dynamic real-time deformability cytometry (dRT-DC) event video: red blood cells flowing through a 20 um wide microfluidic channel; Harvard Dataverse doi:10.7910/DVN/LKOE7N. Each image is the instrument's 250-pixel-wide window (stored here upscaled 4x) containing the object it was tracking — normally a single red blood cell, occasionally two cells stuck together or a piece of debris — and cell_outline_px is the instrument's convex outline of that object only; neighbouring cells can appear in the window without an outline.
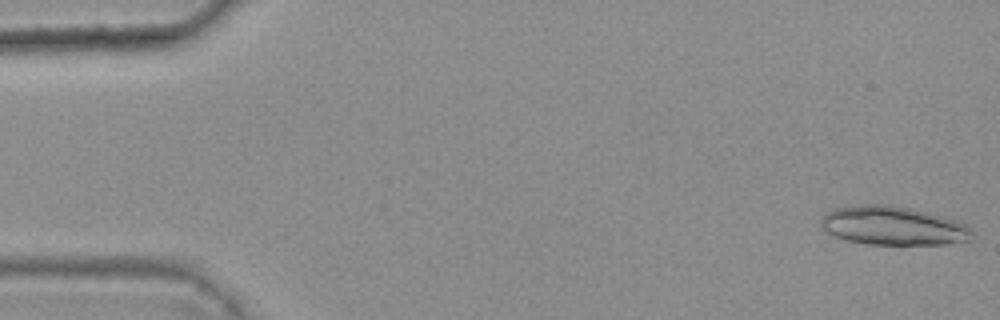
{"species": "common noctule bat (a hibernating species)", "species_latin": "Nyctalus noctula", "temperature_condition": "warm", "stored_images_in_passage": 8, "camera_frame_rate_fps": 3000, "um_per_image_px": 0.085, "animal": {"sex": "female", "body_mass_g": 25.1}, "frame": {"image": 1, "passage_image": 1, "time_ms": 0.0, "image_size_px": [1000, 320], "cell_outline_px": [[972, 240], [948, 244], [868, 244], [844, 240], [832, 236], [820, 228], [820, 220], [828, 212], [836, 208], [864, 204], [888, 204], [928, 212], [960, 220], [968, 224], [972, 228]], "centroid_in_image_um": [75.94, 19.19], "position_along_channel_um": 9.1, "area_um2": 34.62}}
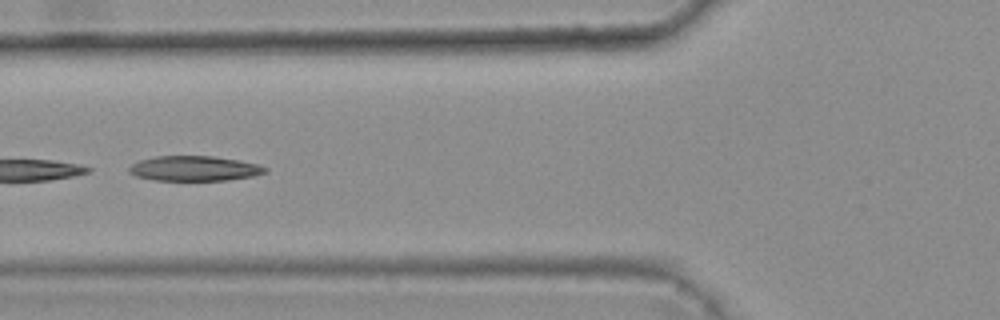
{"frame": {"image": 2, "passage_image": 6, "time_ms": 1.667, "image_size_px": [1000, 320], "cell_outline_px": [[268, 172], [252, 176], [228, 180], [152, 180], [136, 176], [128, 172], [128, 168], [132, 164], [140, 160], [156, 156], [212, 156], [236, 160], [256, 164], [268, 168]], "centroid_in_image_um": [16.49, 14.32], "position_along_channel_um": 109.3, "area_um2": 19.71}}
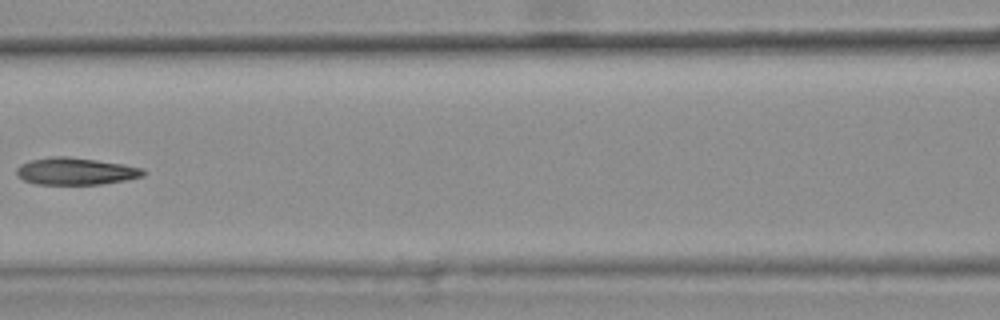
{"frame": {"image": 3, "passage_image": 7, "time_ms": 2.0, "image_size_px": [1000, 320], "cell_outline_px": [[144, 176], [124, 180], [100, 184], [36, 184], [24, 180], [16, 172], [16, 168], [20, 164], [32, 160], [52, 156], [68, 156], [124, 164], [144, 168]], "centroid_in_image_um": [6.44, 14.55], "position_along_channel_um": 160.2, "area_um2": 19.88}}